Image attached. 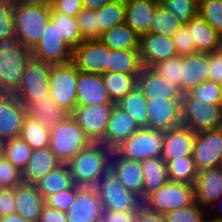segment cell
Returning <instances> with one entry per match:
<instances>
[{"label": "cell", "instance_id": "cell-1", "mask_svg": "<svg viewBox=\"0 0 222 222\" xmlns=\"http://www.w3.org/2000/svg\"><path fill=\"white\" fill-rule=\"evenodd\" d=\"M49 0H15L13 7L15 41L32 49L51 19Z\"/></svg>", "mask_w": 222, "mask_h": 222}, {"label": "cell", "instance_id": "cell-2", "mask_svg": "<svg viewBox=\"0 0 222 222\" xmlns=\"http://www.w3.org/2000/svg\"><path fill=\"white\" fill-rule=\"evenodd\" d=\"M112 149L102 143H91L79 151L68 163L74 184L80 187H96L110 170Z\"/></svg>", "mask_w": 222, "mask_h": 222}, {"label": "cell", "instance_id": "cell-3", "mask_svg": "<svg viewBox=\"0 0 222 222\" xmlns=\"http://www.w3.org/2000/svg\"><path fill=\"white\" fill-rule=\"evenodd\" d=\"M91 143L70 114L57 126L50 128L49 148L61 163H68L79 151Z\"/></svg>", "mask_w": 222, "mask_h": 222}, {"label": "cell", "instance_id": "cell-4", "mask_svg": "<svg viewBox=\"0 0 222 222\" xmlns=\"http://www.w3.org/2000/svg\"><path fill=\"white\" fill-rule=\"evenodd\" d=\"M31 57V49L17 41L0 45V93L13 94L19 88Z\"/></svg>", "mask_w": 222, "mask_h": 222}, {"label": "cell", "instance_id": "cell-5", "mask_svg": "<svg viewBox=\"0 0 222 222\" xmlns=\"http://www.w3.org/2000/svg\"><path fill=\"white\" fill-rule=\"evenodd\" d=\"M182 125L200 133L222 128V104H210L192 98L188 93L181 96Z\"/></svg>", "mask_w": 222, "mask_h": 222}, {"label": "cell", "instance_id": "cell-6", "mask_svg": "<svg viewBox=\"0 0 222 222\" xmlns=\"http://www.w3.org/2000/svg\"><path fill=\"white\" fill-rule=\"evenodd\" d=\"M77 78L78 70L72 62L51 66L50 97L67 114H71L77 106Z\"/></svg>", "mask_w": 222, "mask_h": 222}, {"label": "cell", "instance_id": "cell-7", "mask_svg": "<svg viewBox=\"0 0 222 222\" xmlns=\"http://www.w3.org/2000/svg\"><path fill=\"white\" fill-rule=\"evenodd\" d=\"M194 201V185L168 180L142 203L149 211L165 214L178 208L187 207Z\"/></svg>", "mask_w": 222, "mask_h": 222}, {"label": "cell", "instance_id": "cell-8", "mask_svg": "<svg viewBox=\"0 0 222 222\" xmlns=\"http://www.w3.org/2000/svg\"><path fill=\"white\" fill-rule=\"evenodd\" d=\"M51 64L31 57L22 73L19 88L13 93L24 105L32 103L50 94L49 76Z\"/></svg>", "mask_w": 222, "mask_h": 222}, {"label": "cell", "instance_id": "cell-9", "mask_svg": "<svg viewBox=\"0 0 222 222\" xmlns=\"http://www.w3.org/2000/svg\"><path fill=\"white\" fill-rule=\"evenodd\" d=\"M96 189L103 209L124 212L143 206L140 197L127 190L111 170L101 177Z\"/></svg>", "mask_w": 222, "mask_h": 222}, {"label": "cell", "instance_id": "cell-10", "mask_svg": "<svg viewBox=\"0 0 222 222\" xmlns=\"http://www.w3.org/2000/svg\"><path fill=\"white\" fill-rule=\"evenodd\" d=\"M163 132L151 128H139L114 150L123 158L136 161L161 157Z\"/></svg>", "mask_w": 222, "mask_h": 222}, {"label": "cell", "instance_id": "cell-11", "mask_svg": "<svg viewBox=\"0 0 222 222\" xmlns=\"http://www.w3.org/2000/svg\"><path fill=\"white\" fill-rule=\"evenodd\" d=\"M31 52L33 58L51 65L72 62L73 49L62 39L51 19Z\"/></svg>", "mask_w": 222, "mask_h": 222}, {"label": "cell", "instance_id": "cell-12", "mask_svg": "<svg viewBox=\"0 0 222 222\" xmlns=\"http://www.w3.org/2000/svg\"><path fill=\"white\" fill-rule=\"evenodd\" d=\"M115 104L76 106L70 114L92 143L104 140Z\"/></svg>", "mask_w": 222, "mask_h": 222}, {"label": "cell", "instance_id": "cell-13", "mask_svg": "<svg viewBox=\"0 0 222 222\" xmlns=\"http://www.w3.org/2000/svg\"><path fill=\"white\" fill-rule=\"evenodd\" d=\"M109 56L110 48L99 39L84 40L73 49L72 63L79 71L102 74L108 72Z\"/></svg>", "mask_w": 222, "mask_h": 222}, {"label": "cell", "instance_id": "cell-14", "mask_svg": "<svg viewBox=\"0 0 222 222\" xmlns=\"http://www.w3.org/2000/svg\"><path fill=\"white\" fill-rule=\"evenodd\" d=\"M147 119L148 128L162 132L182 125L181 99H148Z\"/></svg>", "mask_w": 222, "mask_h": 222}, {"label": "cell", "instance_id": "cell-15", "mask_svg": "<svg viewBox=\"0 0 222 222\" xmlns=\"http://www.w3.org/2000/svg\"><path fill=\"white\" fill-rule=\"evenodd\" d=\"M193 159L198 171L221 166L222 128L196 134Z\"/></svg>", "mask_w": 222, "mask_h": 222}, {"label": "cell", "instance_id": "cell-16", "mask_svg": "<svg viewBox=\"0 0 222 222\" xmlns=\"http://www.w3.org/2000/svg\"><path fill=\"white\" fill-rule=\"evenodd\" d=\"M102 203L96 187H81L69 210L68 222H96L101 220Z\"/></svg>", "mask_w": 222, "mask_h": 222}, {"label": "cell", "instance_id": "cell-17", "mask_svg": "<svg viewBox=\"0 0 222 222\" xmlns=\"http://www.w3.org/2000/svg\"><path fill=\"white\" fill-rule=\"evenodd\" d=\"M26 116L25 106L11 93H0V137H19Z\"/></svg>", "mask_w": 222, "mask_h": 222}, {"label": "cell", "instance_id": "cell-18", "mask_svg": "<svg viewBox=\"0 0 222 222\" xmlns=\"http://www.w3.org/2000/svg\"><path fill=\"white\" fill-rule=\"evenodd\" d=\"M173 38L146 33L140 36L139 57L142 66L152 67L154 64L177 56Z\"/></svg>", "mask_w": 222, "mask_h": 222}, {"label": "cell", "instance_id": "cell-19", "mask_svg": "<svg viewBox=\"0 0 222 222\" xmlns=\"http://www.w3.org/2000/svg\"><path fill=\"white\" fill-rule=\"evenodd\" d=\"M76 84L77 106L116 104L110 99L101 74L78 70Z\"/></svg>", "mask_w": 222, "mask_h": 222}, {"label": "cell", "instance_id": "cell-20", "mask_svg": "<svg viewBox=\"0 0 222 222\" xmlns=\"http://www.w3.org/2000/svg\"><path fill=\"white\" fill-rule=\"evenodd\" d=\"M196 133L186 126L180 125L163 132L161 157L167 163L181 156H193Z\"/></svg>", "mask_w": 222, "mask_h": 222}, {"label": "cell", "instance_id": "cell-21", "mask_svg": "<svg viewBox=\"0 0 222 222\" xmlns=\"http://www.w3.org/2000/svg\"><path fill=\"white\" fill-rule=\"evenodd\" d=\"M137 88L148 100L151 98L181 99V91L151 67L143 66L137 77Z\"/></svg>", "mask_w": 222, "mask_h": 222}, {"label": "cell", "instance_id": "cell-22", "mask_svg": "<svg viewBox=\"0 0 222 222\" xmlns=\"http://www.w3.org/2000/svg\"><path fill=\"white\" fill-rule=\"evenodd\" d=\"M110 170L127 190L135 193L141 199L144 182L140 161L123 158L113 150L110 158Z\"/></svg>", "mask_w": 222, "mask_h": 222}, {"label": "cell", "instance_id": "cell-23", "mask_svg": "<svg viewBox=\"0 0 222 222\" xmlns=\"http://www.w3.org/2000/svg\"><path fill=\"white\" fill-rule=\"evenodd\" d=\"M195 202L207 209L222 194V167L198 171L194 183Z\"/></svg>", "mask_w": 222, "mask_h": 222}, {"label": "cell", "instance_id": "cell-24", "mask_svg": "<svg viewBox=\"0 0 222 222\" xmlns=\"http://www.w3.org/2000/svg\"><path fill=\"white\" fill-rule=\"evenodd\" d=\"M138 129L133 119L122 108L115 104L108 121L104 140L101 143L114 150Z\"/></svg>", "mask_w": 222, "mask_h": 222}, {"label": "cell", "instance_id": "cell-25", "mask_svg": "<svg viewBox=\"0 0 222 222\" xmlns=\"http://www.w3.org/2000/svg\"><path fill=\"white\" fill-rule=\"evenodd\" d=\"M45 199L35 184L23 182L15 186V212L25 219L38 222Z\"/></svg>", "mask_w": 222, "mask_h": 222}, {"label": "cell", "instance_id": "cell-26", "mask_svg": "<svg viewBox=\"0 0 222 222\" xmlns=\"http://www.w3.org/2000/svg\"><path fill=\"white\" fill-rule=\"evenodd\" d=\"M208 53L182 56L181 93H187L208 80Z\"/></svg>", "mask_w": 222, "mask_h": 222}, {"label": "cell", "instance_id": "cell-27", "mask_svg": "<svg viewBox=\"0 0 222 222\" xmlns=\"http://www.w3.org/2000/svg\"><path fill=\"white\" fill-rule=\"evenodd\" d=\"M159 3L137 0L125 4V23L139 36L149 32L155 8Z\"/></svg>", "mask_w": 222, "mask_h": 222}, {"label": "cell", "instance_id": "cell-28", "mask_svg": "<svg viewBox=\"0 0 222 222\" xmlns=\"http://www.w3.org/2000/svg\"><path fill=\"white\" fill-rule=\"evenodd\" d=\"M186 25L190 29L197 52L208 53L220 49L222 36L214 31L199 13Z\"/></svg>", "mask_w": 222, "mask_h": 222}, {"label": "cell", "instance_id": "cell-29", "mask_svg": "<svg viewBox=\"0 0 222 222\" xmlns=\"http://www.w3.org/2000/svg\"><path fill=\"white\" fill-rule=\"evenodd\" d=\"M26 115L41 125L52 128L57 126L68 114L50 97V94L32 103H25Z\"/></svg>", "mask_w": 222, "mask_h": 222}, {"label": "cell", "instance_id": "cell-30", "mask_svg": "<svg viewBox=\"0 0 222 222\" xmlns=\"http://www.w3.org/2000/svg\"><path fill=\"white\" fill-rule=\"evenodd\" d=\"M61 162L48 147L34 149L23 170V181L34 184L48 172L59 166Z\"/></svg>", "mask_w": 222, "mask_h": 222}, {"label": "cell", "instance_id": "cell-31", "mask_svg": "<svg viewBox=\"0 0 222 222\" xmlns=\"http://www.w3.org/2000/svg\"><path fill=\"white\" fill-rule=\"evenodd\" d=\"M143 173V190L141 201L156 192L167 181V164L162 157L148 158L141 161Z\"/></svg>", "mask_w": 222, "mask_h": 222}, {"label": "cell", "instance_id": "cell-32", "mask_svg": "<svg viewBox=\"0 0 222 222\" xmlns=\"http://www.w3.org/2000/svg\"><path fill=\"white\" fill-rule=\"evenodd\" d=\"M34 184L41 196L46 199L51 194L71 188L74 181L67 163H61Z\"/></svg>", "mask_w": 222, "mask_h": 222}, {"label": "cell", "instance_id": "cell-33", "mask_svg": "<svg viewBox=\"0 0 222 222\" xmlns=\"http://www.w3.org/2000/svg\"><path fill=\"white\" fill-rule=\"evenodd\" d=\"M99 40L110 49L139 50L140 36L126 23L114 26Z\"/></svg>", "mask_w": 222, "mask_h": 222}, {"label": "cell", "instance_id": "cell-34", "mask_svg": "<svg viewBox=\"0 0 222 222\" xmlns=\"http://www.w3.org/2000/svg\"><path fill=\"white\" fill-rule=\"evenodd\" d=\"M142 67L139 50L110 49L108 72L139 75Z\"/></svg>", "mask_w": 222, "mask_h": 222}, {"label": "cell", "instance_id": "cell-35", "mask_svg": "<svg viewBox=\"0 0 222 222\" xmlns=\"http://www.w3.org/2000/svg\"><path fill=\"white\" fill-rule=\"evenodd\" d=\"M101 77L110 99L116 104L137 87L138 75L105 72Z\"/></svg>", "mask_w": 222, "mask_h": 222}, {"label": "cell", "instance_id": "cell-36", "mask_svg": "<svg viewBox=\"0 0 222 222\" xmlns=\"http://www.w3.org/2000/svg\"><path fill=\"white\" fill-rule=\"evenodd\" d=\"M117 105L133 119L138 128H148L147 99L137 87L123 97Z\"/></svg>", "mask_w": 222, "mask_h": 222}, {"label": "cell", "instance_id": "cell-37", "mask_svg": "<svg viewBox=\"0 0 222 222\" xmlns=\"http://www.w3.org/2000/svg\"><path fill=\"white\" fill-rule=\"evenodd\" d=\"M166 164L169 181L194 185L198 175V169L193 156L177 157Z\"/></svg>", "mask_w": 222, "mask_h": 222}, {"label": "cell", "instance_id": "cell-38", "mask_svg": "<svg viewBox=\"0 0 222 222\" xmlns=\"http://www.w3.org/2000/svg\"><path fill=\"white\" fill-rule=\"evenodd\" d=\"M19 137L27 142L33 150L45 148L49 146L50 129L26 115Z\"/></svg>", "mask_w": 222, "mask_h": 222}, {"label": "cell", "instance_id": "cell-39", "mask_svg": "<svg viewBox=\"0 0 222 222\" xmlns=\"http://www.w3.org/2000/svg\"><path fill=\"white\" fill-rule=\"evenodd\" d=\"M96 12L99 39L114 26L125 23V4L120 0H113Z\"/></svg>", "mask_w": 222, "mask_h": 222}, {"label": "cell", "instance_id": "cell-40", "mask_svg": "<svg viewBox=\"0 0 222 222\" xmlns=\"http://www.w3.org/2000/svg\"><path fill=\"white\" fill-rule=\"evenodd\" d=\"M51 20L57 26L62 39L72 48L78 47L84 40L80 34L77 18L51 10Z\"/></svg>", "mask_w": 222, "mask_h": 222}, {"label": "cell", "instance_id": "cell-41", "mask_svg": "<svg viewBox=\"0 0 222 222\" xmlns=\"http://www.w3.org/2000/svg\"><path fill=\"white\" fill-rule=\"evenodd\" d=\"M182 26L178 18L165 11L160 5L155 8L148 33H157L173 38L175 33Z\"/></svg>", "mask_w": 222, "mask_h": 222}, {"label": "cell", "instance_id": "cell-42", "mask_svg": "<svg viewBox=\"0 0 222 222\" xmlns=\"http://www.w3.org/2000/svg\"><path fill=\"white\" fill-rule=\"evenodd\" d=\"M32 147L20 137L6 140L5 158L23 171L32 154Z\"/></svg>", "mask_w": 222, "mask_h": 222}, {"label": "cell", "instance_id": "cell-43", "mask_svg": "<svg viewBox=\"0 0 222 222\" xmlns=\"http://www.w3.org/2000/svg\"><path fill=\"white\" fill-rule=\"evenodd\" d=\"M199 0H163L159 5L182 24H187L198 14Z\"/></svg>", "mask_w": 222, "mask_h": 222}, {"label": "cell", "instance_id": "cell-44", "mask_svg": "<svg viewBox=\"0 0 222 222\" xmlns=\"http://www.w3.org/2000/svg\"><path fill=\"white\" fill-rule=\"evenodd\" d=\"M208 211L194 201L187 207L169 211L164 215L167 222H208Z\"/></svg>", "mask_w": 222, "mask_h": 222}, {"label": "cell", "instance_id": "cell-45", "mask_svg": "<svg viewBox=\"0 0 222 222\" xmlns=\"http://www.w3.org/2000/svg\"><path fill=\"white\" fill-rule=\"evenodd\" d=\"M14 1L15 0H0V45L15 41Z\"/></svg>", "mask_w": 222, "mask_h": 222}, {"label": "cell", "instance_id": "cell-46", "mask_svg": "<svg viewBox=\"0 0 222 222\" xmlns=\"http://www.w3.org/2000/svg\"><path fill=\"white\" fill-rule=\"evenodd\" d=\"M198 13L222 36V0H199Z\"/></svg>", "mask_w": 222, "mask_h": 222}, {"label": "cell", "instance_id": "cell-47", "mask_svg": "<svg viewBox=\"0 0 222 222\" xmlns=\"http://www.w3.org/2000/svg\"><path fill=\"white\" fill-rule=\"evenodd\" d=\"M182 56H175L154 64L151 68L181 91Z\"/></svg>", "mask_w": 222, "mask_h": 222}, {"label": "cell", "instance_id": "cell-48", "mask_svg": "<svg viewBox=\"0 0 222 222\" xmlns=\"http://www.w3.org/2000/svg\"><path fill=\"white\" fill-rule=\"evenodd\" d=\"M76 18L83 40L99 39L96 10H89L84 8Z\"/></svg>", "mask_w": 222, "mask_h": 222}, {"label": "cell", "instance_id": "cell-49", "mask_svg": "<svg viewBox=\"0 0 222 222\" xmlns=\"http://www.w3.org/2000/svg\"><path fill=\"white\" fill-rule=\"evenodd\" d=\"M192 98L210 104H221V87L220 84L210 80L199 84L187 92Z\"/></svg>", "mask_w": 222, "mask_h": 222}, {"label": "cell", "instance_id": "cell-50", "mask_svg": "<svg viewBox=\"0 0 222 222\" xmlns=\"http://www.w3.org/2000/svg\"><path fill=\"white\" fill-rule=\"evenodd\" d=\"M80 188L74 184L71 188L51 194L45 199V204L66 213L73 204Z\"/></svg>", "mask_w": 222, "mask_h": 222}, {"label": "cell", "instance_id": "cell-51", "mask_svg": "<svg viewBox=\"0 0 222 222\" xmlns=\"http://www.w3.org/2000/svg\"><path fill=\"white\" fill-rule=\"evenodd\" d=\"M23 182V171L6 158L0 160V186L2 188H14Z\"/></svg>", "mask_w": 222, "mask_h": 222}, {"label": "cell", "instance_id": "cell-52", "mask_svg": "<svg viewBox=\"0 0 222 222\" xmlns=\"http://www.w3.org/2000/svg\"><path fill=\"white\" fill-rule=\"evenodd\" d=\"M178 56L193 55L198 53L195 48V44L190 36V29L186 24H182L179 30L173 36Z\"/></svg>", "mask_w": 222, "mask_h": 222}, {"label": "cell", "instance_id": "cell-53", "mask_svg": "<svg viewBox=\"0 0 222 222\" xmlns=\"http://www.w3.org/2000/svg\"><path fill=\"white\" fill-rule=\"evenodd\" d=\"M55 12L76 18L84 9L81 0H49Z\"/></svg>", "mask_w": 222, "mask_h": 222}, {"label": "cell", "instance_id": "cell-54", "mask_svg": "<svg viewBox=\"0 0 222 222\" xmlns=\"http://www.w3.org/2000/svg\"><path fill=\"white\" fill-rule=\"evenodd\" d=\"M208 80L222 84V52L216 50L208 52Z\"/></svg>", "mask_w": 222, "mask_h": 222}, {"label": "cell", "instance_id": "cell-55", "mask_svg": "<svg viewBox=\"0 0 222 222\" xmlns=\"http://www.w3.org/2000/svg\"><path fill=\"white\" fill-rule=\"evenodd\" d=\"M138 210H127L124 212L103 209L101 222H136Z\"/></svg>", "mask_w": 222, "mask_h": 222}, {"label": "cell", "instance_id": "cell-56", "mask_svg": "<svg viewBox=\"0 0 222 222\" xmlns=\"http://www.w3.org/2000/svg\"><path fill=\"white\" fill-rule=\"evenodd\" d=\"M15 213V187L0 191V218Z\"/></svg>", "mask_w": 222, "mask_h": 222}, {"label": "cell", "instance_id": "cell-57", "mask_svg": "<svg viewBox=\"0 0 222 222\" xmlns=\"http://www.w3.org/2000/svg\"><path fill=\"white\" fill-rule=\"evenodd\" d=\"M38 222H68L65 212L47 206H43Z\"/></svg>", "mask_w": 222, "mask_h": 222}, {"label": "cell", "instance_id": "cell-58", "mask_svg": "<svg viewBox=\"0 0 222 222\" xmlns=\"http://www.w3.org/2000/svg\"><path fill=\"white\" fill-rule=\"evenodd\" d=\"M136 222H167L165 215L152 212L142 206L136 215Z\"/></svg>", "mask_w": 222, "mask_h": 222}, {"label": "cell", "instance_id": "cell-59", "mask_svg": "<svg viewBox=\"0 0 222 222\" xmlns=\"http://www.w3.org/2000/svg\"><path fill=\"white\" fill-rule=\"evenodd\" d=\"M220 204L222 205V194L220 195L218 200L213 203L211 207L208 208L212 209L208 211V213L211 214V211H214V213H212L213 215H208V222H222V207H220Z\"/></svg>", "mask_w": 222, "mask_h": 222}, {"label": "cell", "instance_id": "cell-60", "mask_svg": "<svg viewBox=\"0 0 222 222\" xmlns=\"http://www.w3.org/2000/svg\"><path fill=\"white\" fill-rule=\"evenodd\" d=\"M83 7L89 10H99L113 0H81Z\"/></svg>", "mask_w": 222, "mask_h": 222}, {"label": "cell", "instance_id": "cell-61", "mask_svg": "<svg viewBox=\"0 0 222 222\" xmlns=\"http://www.w3.org/2000/svg\"><path fill=\"white\" fill-rule=\"evenodd\" d=\"M0 222H32V221L25 219L20 214L15 212L8 216L1 217Z\"/></svg>", "mask_w": 222, "mask_h": 222}, {"label": "cell", "instance_id": "cell-62", "mask_svg": "<svg viewBox=\"0 0 222 222\" xmlns=\"http://www.w3.org/2000/svg\"><path fill=\"white\" fill-rule=\"evenodd\" d=\"M6 140L0 137V160L5 158Z\"/></svg>", "mask_w": 222, "mask_h": 222}, {"label": "cell", "instance_id": "cell-63", "mask_svg": "<svg viewBox=\"0 0 222 222\" xmlns=\"http://www.w3.org/2000/svg\"><path fill=\"white\" fill-rule=\"evenodd\" d=\"M120 1H122L124 4H126V3H129V2H132V1H137V0H120Z\"/></svg>", "mask_w": 222, "mask_h": 222}, {"label": "cell", "instance_id": "cell-64", "mask_svg": "<svg viewBox=\"0 0 222 222\" xmlns=\"http://www.w3.org/2000/svg\"><path fill=\"white\" fill-rule=\"evenodd\" d=\"M221 87V104H222V84H220Z\"/></svg>", "mask_w": 222, "mask_h": 222}, {"label": "cell", "instance_id": "cell-65", "mask_svg": "<svg viewBox=\"0 0 222 222\" xmlns=\"http://www.w3.org/2000/svg\"><path fill=\"white\" fill-rule=\"evenodd\" d=\"M152 1L157 2V3H160V2L163 1V0H152Z\"/></svg>", "mask_w": 222, "mask_h": 222}]
</instances>
